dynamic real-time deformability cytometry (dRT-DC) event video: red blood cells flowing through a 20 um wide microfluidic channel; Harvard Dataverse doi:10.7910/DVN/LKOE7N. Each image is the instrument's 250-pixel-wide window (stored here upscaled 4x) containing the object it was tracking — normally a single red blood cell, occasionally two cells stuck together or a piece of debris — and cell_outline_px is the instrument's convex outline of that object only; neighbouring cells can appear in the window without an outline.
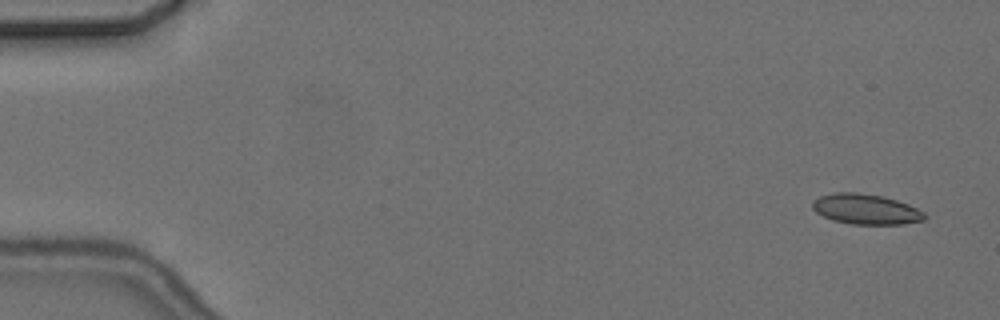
{"species": "common noctule bat (a hibernating species)", "species_latin": "Nyctalus noctula", "temperature_condition": "cold", "stored_images_in_passage": 5, "camera_frame_rate_fps": 3000, "um_per_image_px": 0.085, "animal": {"sex": "female", "body_mass_g": 24.6, "forearm_length_mm": 56.2}, "frame": {"image": 1, "passage_image": 1, "time_ms": 0.0, "image_size_px": [1000, 320], "cell_outline_px": [[928, 216], [924, 220], [904, 224], [852, 224], [832, 220], [816, 212], [812, 208], [812, 200], [820, 196], [836, 192], [856, 192], [884, 196], [908, 204], [924, 212]], "centroid_in_image_um": [73.6, 17.78], "position_along_channel_um": 11.4, "area_um2": 19.88}}